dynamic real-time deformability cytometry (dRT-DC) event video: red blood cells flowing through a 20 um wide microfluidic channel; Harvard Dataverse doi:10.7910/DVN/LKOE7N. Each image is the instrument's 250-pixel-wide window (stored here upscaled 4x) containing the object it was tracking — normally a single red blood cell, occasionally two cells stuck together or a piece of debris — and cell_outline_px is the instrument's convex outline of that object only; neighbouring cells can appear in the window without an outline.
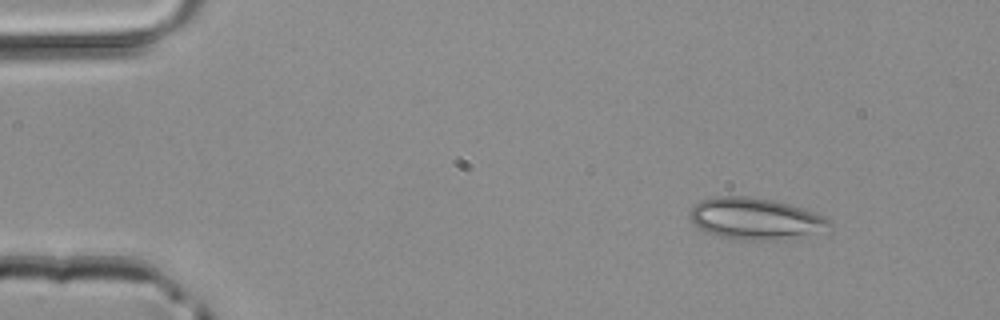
{"species": "common noctule bat (a hibernating species)", "species_latin": "Nyctalus noctula", "temperature_condition": "room temperature", "stored_images_in_passage": 3, "camera_frame_rate_fps": 3000, "um_per_image_px": 0.085, "animal": {"sex": "male", "body_mass_g": 20.4}, "frame": {"image": 1, "passage_image": 1, "time_ms": 0.0, "image_size_px": [1000, 320], "cell_outline_px": [[832, 224], [808, 232], [776, 240], [736, 240], [720, 236], [708, 232], [700, 228], [688, 216], [688, 212], [692, 204], [700, 200], [716, 196], [752, 196], [772, 200], [788, 204], [824, 216], [832, 220]], "centroid_in_image_um": [64.05, 18.55], "position_along_channel_um": 20.9, "area_um2": 33.06}}